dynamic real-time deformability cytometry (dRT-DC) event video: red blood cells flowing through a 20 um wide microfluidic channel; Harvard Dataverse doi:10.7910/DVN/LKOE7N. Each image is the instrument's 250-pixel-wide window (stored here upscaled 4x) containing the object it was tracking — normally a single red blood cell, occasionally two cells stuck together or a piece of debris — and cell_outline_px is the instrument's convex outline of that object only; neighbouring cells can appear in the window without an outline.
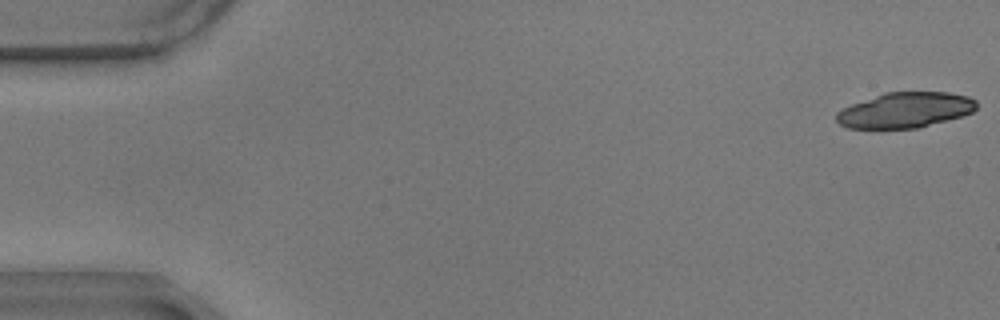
{"species": "common noctule bat (a hibernating species)", "species_latin": "Nyctalus noctula", "temperature_condition": "warm", "stored_images_in_passage": 44, "camera_frame_rate_fps": 3000, "um_per_image_px": 0.085, "animal": {"sex": "male", "body_mass_g": 17.9}, "frame": {"image": 1, "passage_image": 1, "time_ms": 0.0, "image_size_px": [1000, 320], "cell_outline_px": [[976, 108], [972, 112], [960, 116], [916, 128], [848, 128], [840, 124], [836, 120], [836, 112], [852, 104], [884, 92], [948, 92], [968, 96], [976, 100]], "centroid_in_image_um": [76.93, 9.35], "position_along_channel_um": 8.1, "area_um2": 28.61}, "authors_computed_cell_mechanics": {"area_um2": 18.1203, "velocity_mm_per_s": 3.496, "shape_relaxation_time_tau1_ms": 9.2489, "shape_relaxation_time_tau2_ms": 6.2975, "deformation_change_tau1": 0.2469, "deformation_change_tau2": 0.1367}}